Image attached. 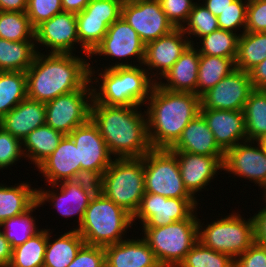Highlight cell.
I'll use <instances>...</instances> for the list:
<instances>
[{
    "instance_id": "obj_30",
    "label": "cell",
    "mask_w": 266,
    "mask_h": 267,
    "mask_svg": "<svg viewBox=\"0 0 266 267\" xmlns=\"http://www.w3.org/2000/svg\"><path fill=\"white\" fill-rule=\"evenodd\" d=\"M38 49L35 41H8L0 38V71L26 72Z\"/></svg>"
},
{
    "instance_id": "obj_5",
    "label": "cell",
    "mask_w": 266,
    "mask_h": 267,
    "mask_svg": "<svg viewBox=\"0 0 266 267\" xmlns=\"http://www.w3.org/2000/svg\"><path fill=\"white\" fill-rule=\"evenodd\" d=\"M132 225L133 216L98 190L77 232L85 244L105 247L125 240V233Z\"/></svg>"
},
{
    "instance_id": "obj_56",
    "label": "cell",
    "mask_w": 266,
    "mask_h": 267,
    "mask_svg": "<svg viewBox=\"0 0 266 267\" xmlns=\"http://www.w3.org/2000/svg\"><path fill=\"white\" fill-rule=\"evenodd\" d=\"M263 200H265L264 203H266V187L263 189Z\"/></svg>"
},
{
    "instance_id": "obj_16",
    "label": "cell",
    "mask_w": 266,
    "mask_h": 267,
    "mask_svg": "<svg viewBox=\"0 0 266 267\" xmlns=\"http://www.w3.org/2000/svg\"><path fill=\"white\" fill-rule=\"evenodd\" d=\"M253 90L249 72L234 69L201 96L200 109L243 111Z\"/></svg>"
},
{
    "instance_id": "obj_43",
    "label": "cell",
    "mask_w": 266,
    "mask_h": 267,
    "mask_svg": "<svg viewBox=\"0 0 266 267\" xmlns=\"http://www.w3.org/2000/svg\"><path fill=\"white\" fill-rule=\"evenodd\" d=\"M63 11L61 0H28L26 14L34 28Z\"/></svg>"
},
{
    "instance_id": "obj_3",
    "label": "cell",
    "mask_w": 266,
    "mask_h": 267,
    "mask_svg": "<svg viewBox=\"0 0 266 267\" xmlns=\"http://www.w3.org/2000/svg\"><path fill=\"white\" fill-rule=\"evenodd\" d=\"M146 105H149L146 106V118L151 147L170 149L188 123L200 114L201 97L189 92L169 91L156 83Z\"/></svg>"
},
{
    "instance_id": "obj_8",
    "label": "cell",
    "mask_w": 266,
    "mask_h": 267,
    "mask_svg": "<svg viewBox=\"0 0 266 267\" xmlns=\"http://www.w3.org/2000/svg\"><path fill=\"white\" fill-rule=\"evenodd\" d=\"M231 214V215H230ZM216 218L210 224L198 218V241L216 252L228 254L234 260L255 242V222L251 216L243 218L239 213H230Z\"/></svg>"
},
{
    "instance_id": "obj_10",
    "label": "cell",
    "mask_w": 266,
    "mask_h": 267,
    "mask_svg": "<svg viewBox=\"0 0 266 267\" xmlns=\"http://www.w3.org/2000/svg\"><path fill=\"white\" fill-rule=\"evenodd\" d=\"M48 186H51L52 190L37 188V204L41 207V205L51 201V205L57 209L61 216L72 218L77 215L78 226L73 228V230H77L84 219L86 208L99 190L98 181L91 178H81Z\"/></svg>"
},
{
    "instance_id": "obj_42",
    "label": "cell",
    "mask_w": 266,
    "mask_h": 267,
    "mask_svg": "<svg viewBox=\"0 0 266 267\" xmlns=\"http://www.w3.org/2000/svg\"><path fill=\"white\" fill-rule=\"evenodd\" d=\"M248 0H234L229 7L217 16L219 29L236 33L245 31Z\"/></svg>"
},
{
    "instance_id": "obj_36",
    "label": "cell",
    "mask_w": 266,
    "mask_h": 267,
    "mask_svg": "<svg viewBox=\"0 0 266 267\" xmlns=\"http://www.w3.org/2000/svg\"><path fill=\"white\" fill-rule=\"evenodd\" d=\"M241 34L218 29L199 39L196 45L200 55L231 58L234 62L237 56L238 39ZM200 48V49H199Z\"/></svg>"
},
{
    "instance_id": "obj_35",
    "label": "cell",
    "mask_w": 266,
    "mask_h": 267,
    "mask_svg": "<svg viewBox=\"0 0 266 267\" xmlns=\"http://www.w3.org/2000/svg\"><path fill=\"white\" fill-rule=\"evenodd\" d=\"M27 98L25 72L0 71V119Z\"/></svg>"
},
{
    "instance_id": "obj_39",
    "label": "cell",
    "mask_w": 266,
    "mask_h": 267,
    "mask_svg": "<svg viewBox=\"0 0 266 267\" xmlns=\"http://www.w3.org/2000/svg\"><path fill=\"white\" fill-rule=\"evenodd\" d=\"M37 207L39 208V205L36 203L28 212L17 217L9 218L0 224L5 238L12 248L23 244L40 230L36 227L35 217L32 216V212H34Z\"/></svg>"
},
{
    "instance_id": "obj_7",
    "label": "cell",
    "mask_w": 266,
    "mask_h": 267,
    "mask_svg": "<svg viewBox=\"0 0 266 267\" xmlns=\"http://www.w3.org/2000/svg\"><path fill=\"white\" fill-rule=\"evenodd\" d=\"M195 210L187 219L161 227H143L142 238L162 267H178L198 241ZM144 235V236H143Z\"/></svg>"
},
{
    "instance_id": "obj_40",
    "label": "cell",
    "mask_w": 266,
    "mask_h": 267,
    "mask_svg": "<svg viewBox=\"0 0 266 267\" xmlns=\"http://www.w3.org/2000/svg\"><path fill=\"white\" fill-rule=\"evenodd\" d=\"M189 38L190 44L195 45L193 38L204 37L219 29L217 17L202 3L195 2L186 23L181 28ZM193 38H191L192 36ZM191 39V40H190Z\"/></svg>"
},
{
    "instance_id": "obj_51",
    "label": "cell",
    "mask_w": 266,
    "mask_h": 267,
    "mask_svg": "<svg viewBox=\"0 0 266 267\" xmlns=\"http://www.w3.org/2000/svg\"><path fill=\"white\" fill-rule=\"evenodd\" d=\"M254 89L266 88V59L249 71Z\"/></svg>"
},
{
    "instance_id": "obj_20",
    "label": "cell",
    "mask_w": 266,
    "mask_h": 267,
    "mask_svg": "<svg viewBox=\"0 0 266 267\" xmlns=\"http://www.w3.org/2000/svg\"><path fill=\"white\" fill-rule=\"evenodd\" d=\"M179 164L185 188L194 197L211 183L223 170L224 156H203L181 151H172Z\"/></svg>"
},
{
    "instance_id": "obj_13",
    "label": "cell",
    "mask_w": 266,
    "mask_h": 267,
    "mask_svg": "<svg viewBox=\"0 0 266 267\" xmlns=\"http://www.w3.org/2000/svg\"><path fill=\"white\" fill-rule=\"evenodd\" d=\"M199 199L172 198L145 192L133 216L141 227H161L187 219L198 207ZM138 218V219H137Z\"/></svg>"
},
{
    "instance_id": "obj_48",
    "label": "cell",
    "mask_w": 266,
    "mask_h": 267,
    "mask_svg": "<svg viewBox=\"0 0 266 267\" xmlns=\"http://www.w3.org/2000/svg\"><path fill=\"white\" fill-rule=\"evenodd\" d=\"M245 31L266 32V0H248Z\"/></svg>"
},
{
    "instance_id": "obj_27",
    "label": "cell",
    "mask_w": 266,
    "mask_h": 267,
    "mask_svg": "<svg viewBox=\"0 0 266 267\" xmlns=\"http://www.w3.org/2000/svg\"><path fill=\"white\" fill-rule=\"evenodd\" d=\"M36 203L37 188L33 189L29 182L14 186L0 183V224L28 212Z\"/></svg>"
},
{
    "instance_id": "obj_52",
    "label": "cell",
    "mask_w": 266,
    "mask_h": 267,
    "mask_svg": "<svg viewBox=\"0 0 266 267\" xmlns=\"http://www.w3.org/2000/svg\"><path fill=\"white\" fill-rule=\"evenodd\" d=\"M12 250L13 248L5 238L0 226V267H8L12 257Z\"/></svg>"
},
{
    "instance_id": "obj_28",
    "label": "cell",
    "mask_w": 266,
    "mask_h": 267,
    "mask_svg": "<svg viewBox=\"0 0 266 267\" xmlns=\"http://www.w3.org/2000/svg\"><path fill=\"white\" fill-rule=\"evenodd\" d=\"M52 230L47 229V244L43 267H67L85 244L77 230L65 232L55 240H50ZM54 241V242H53Z\"/></svg>"
},
{
    "instance_id": "obj_17",
    "label": "cell",
    "mask_w": 266,
    "mask_h": 267,
    "mask_svg": "<svg viewBox=\"0 0 266 267\" xmlns=\"http://www.w3.org/2000/svg\"><path fill=\"white\" fill-rule=\"evenodd\" d=\"M145 43L136 31L120 17L107 30L102 42L90 54L91 57L102 56L117 58L119 61L128 58H137L139 65H143L145 57Z\"/></svg>"
},
{
    "instance_id": "obj_47",
    "label": "cell",
    "mask_w": 266,
    "mask_h": 267,
    "mask_svg": "<svg viewBox=\"0 0 266 267\" xmlns=\"http://www.w3.org/2000/svg\"><path fill=\"white\" fill-rule=\"evenodd\" d=\"M67 267H106L105 248L84 244Z\"/></svg>"
},
{
    "instance_id": "obj_55",
    "label": "cell",
    "mask_w": 266,
    "mask_h": 267,
    "mask_svg": "<svg viewBox=\"0 0 266 267\" xmlns=\"http://www.w3.org/2000/svg\"><path fill=\"white\" fill-rule=\"evenodd\" d=\"M90 0H61L64 12L78 14L89 4Z\"/></svg>"
},
{
    "instance_id": "obj_12",
    "label": "cell",
    "mask_w": 266,
    "mask_h": 267,
    "mask_svg": "<svg viewBox=\"0 0 266 267\" xmlns=\"http://www.w3.org/2000/svg\"><path fill=\"white\" fill-rule=\"evenodd\" d=\"M93 89H79L45 103V124L64 135L90 119Z\"/></svg>"
},
{
    "instance_id": "obj_53",
    "label": "cell",
    "mask_w": 266,
    "mask_h": 267,
    "mask_svg": "<svg viewBox=\"0 0 266 267\" xmlns=\"http://www.w3.org/2000/svg\"><path fill=\"white\" fill-rule=\"evenodd\" d=\"M28 0H0V11L26 12Z\"/></svg>"
},
{
    "instance_id": "obj_18",
    "label": "cell",
    "mask_w": 266,
    "mask_h": 267,
    "mask_svg": "<svg viewBox=\"0 0 266 267\" xmlns=\"http://www.w3.org/2000/svg\"><path fill=\"white\" fill-rule=\"evenodd\" d=\"M79 45L76 14L58 13L35 28V46L50 48L49 53L74 54L75 45Z\"/></svg>"
},
{
    "instance_id": "obj_50",
    "label": "cell",
    "mask_w": 266,
    "mask_h": 267,
    "mask_svg": "<svg viewBox=\"0 0 266 267\" xmlns=\"http://www.w3.org/2000/svg\"><path fill=\"white\" fill-rule=\"evenodd\" d=\"M255 222V242L266 246V204L253 215Z\"/></svg>"
},
{
    "instance_id": "obj_31",
    "label": "cell",
    "mask_w": 266,
    "mask_h": 267,
    "mask_svg": "<svg viewBox=\"0 0 266 267\" xmlns=\"http://www.w3.org/2000/svg\"><path fill=\"white\" fill-rule=\"evenodd\" d=\"M266 59V32L241 33L238 39L235 68L249 72Z\"/></svg>"
},
{
    "instance_id": "obj_1",
    "label": "cell",
    "mask_w": 266,
    "mask_h": 267,
    "mask_svg": "<svg viewBox=\"0 0 266 267\" xmlns=\"http://www.w3.org/2000/svg\"><path fill=\"white\" fill-rule=\"evenodd\" d=\"M86 57V59H85ZM90 55L36 53L26 73L27 98L48 102L79 89H92Z\"/></svg>"
},
{
    "instance_id": "obj_24",
    "label": "cell",
    "mask_w": 266,
    "mask_h": 267,
    "mask_svg": "<svg viewBox=\"0 0 266 267\" xmlns=\"http://www.w3.org/2000/svg\"><path fill=\"white\" fill-rule=\"evenodd\" d=\"M45 119V103L25 98L0 119V127L23 141L34 129L44 125Z\"/></svg>"
},
{
    "instance_id": "obj_22",
    "label": "cell",
    "mask_w": 266,
    "mask_h": 267,
    "mask_svg": "<svg viewBox=\"0 0 266 267\" xmlns=\"http://www.w3.org/2000/svg\"><path fill=\"white\" fill-rule=\"evenodd\" d=\"M49 185L79 179L78 148L69 135H65L55 151L38 167Z\"/></svg>"
},
{
    "instance_id": "obj_29",
    "label": "cell",
    "mask_w": 266,
    "mask_h": 267,
    "mask_svg": "<svg viewBox=\"0 0 266 267\" xmlns=\"http://www.w3.org/2000/svg\"><path fill=\"white\" fill-rule=\"evenodd\" d=\"M64 136L46 124L34 129L22 141L24 158L38 167L55 151Z\"/></svg>"
},
{
    "instance_id": "obj_41",
    "label": "cell",
    "mask_w": 266,
    "mask_h": 267,
    "mask_svg": "<svg viewBox=\"0 0 266 267\" xmlns=\"http://www.w3.org/2000/svg\"><path fill=\"white\" fill-rule=\"evenodd\" d=\"M228 254L216 252L197 241L178 267H234Z\"/></svg>"
},
{
    "instance_id": "obj_33",
    "label": "cell",
    "mask_w": 266,
    "mask_h": 267,
    "mask_svg": "<svg viewBox=\"0 0 266 267\" xmlns=\"http://www.w3.org/2000/svg\"><path fill=\"white\" fill-rule=\"evenodd\" d=\"M235 68L231 58L219 56L200 55L198 66L197 95L202 96L213 88Z\"/></svg>"
},
{
    "instance_id": "obj_14",
    "label": "cell",
    "mask_w": 266,
    "mask_h": 267,
    "mask_svg": "<svg viewBox=\"0 0 266 267\" xmlns=\"http://www.w3.org/2000/svg\"><path fill=\"white\" fill-rule=\"evenodd\" d=\"M121 17L136 31L145 45L175 29L158 0L123 2Z\"/></svg>"
},
{
    "instance_id": "obj_2",
    "label": "cell",
    "mask_w": 266,
    "mask_h": 267,
    "mask_svg": "<svg viewBox=\"0 0 266 267\" xmlns=\"http://www.w3.org/2000/svg\"><path fill=\"white\" fill-rule=\"evenodd\" d=\"M139 107L91 104L90 119L113 158H141L152 149L146 111Z\"/></svg>"
},
{
    "instance_id": "obj_45",
    "label": "cell",
    "mask_w": 266,
    "mask_h": 267,
    "mask_svg": "<svg viewBox=\"0 0 266 267\" xmlns=\"http://www.w3.org/2000/svg\"><path fill=\"white\" fill-rule=\"evenodd\" d=\"M163 12L175 28L186 23L195 2L193 0H158Z\"/></svg>"
},
{
    "instance_id": "obj_6",
    "label": "cell",
    "mask_w": 266,
    "mask_h": 267,
    "mask_svg": "<svg viewBox=\"0 0 266 267\" xmlns=\"http://www.w3.org/2000/svg\"><path fill=\"white\" fill-rule=\"evenodd\" d=\"M98 184L100 192L134 216L145 194L144 156L113 158Z\"/></svg>"
},
{
    "instance_id": "obj_49",
    "label": "cell",
    "mask_w": 266,
    "mask_h": 267,
    "mask_svg": "<svg viewBox=\"0 0 266 267\" xmlns=\"http://www.w3.org/2000/svg\"><path fill=\"white\" fill-rule=\"evenodd\" d=\"M234 267H266V246L254 242L235 259Z\"/></svg>"
},
{
    "instance_id": "obj_19",
    "label": "cell",
    "mask_w": 266,
    "mask_h": 267,
    "mask_svg": "<svg viewBox=\"0 0 266 267\" xmlns=\"http://www.w3.org/2000/svg\"><path fill=\"white\" fill-rule=\"evenodd\" d=\"M189 45V38L181 28H175L169 34L147 43L143 65L147 67L150 77L155 82L162 80ZM154 69L157 70L155 73Z\"/></svg>"
},
{
    "instance_id": "obj_37",
    "label": "cell",
    "mask_w": 266,
    "mask_h": 267,
    "mask_svg": "<svg viewBox=\"0 0 266 267\" xmlns=\"http://www.w3.org/2000/svg\"><path fill=\"white\" fill-rule=\"evenodd\" d=\"M79 45L85 55H90L107 33V17L76 14Z\"/></svg>"
},
{
    "instance_id": "obj_34",
    "label": "cell",
    "mask_w": 266,
    "mask_h": 267,
    "mask_svg": "<svg viewBox=\"0 0 266 267\" xmlns=\"http://www.w3.org/2000/svg\"><path fill=\"white\" fill-rule=\"evenodd\" d=\"M46 244L47 228H40L26 242L13 248L8 267H43Z\"/></svg>"
},
{
    "instance_id": "obj_57",
    "label": "cell",
    "mask_w": 266,
    "mask_h": 267,
    "mask_svg": "<svg viewBox=\"0 0 266 267\" xmlns=\"http://www.w3.org/2000/svg\"><path fill=\"white\" fill-rule=\"evenodd\" d=\"M261 142H262L263 146H264L265 149H266V138H264Z\"/></svg>"
},
{
    "instance_id": "obj_9",
    "label": "cell",
    "mask_w": 266,
    "mask_h": 267,
    "mask_svg": "<svg viewBox=\"0 0 266 267\" xmlns=\"http://www.w3.org/2000/svg\"><path fill=\"white\" fill-rule=\"evenodd\" d=\"M145 192L172 198H194L185 188L176 155L170 149H151L144 156Z\"/></svg>"
},
{
    "instance_id": "obj_23",
    "label": "cell",
    "mask_w": 266,
    "mask_h": 267,
    "mask_svg": "<svg viewBox=\"0 0 266 267\" xmlns=\"http://www.w3.org/2000/svg\"><path fill=\"white\" fill-rule=\"evenodd\" d=\"M106 267H162L143 238L105 246Z\"/></svg>"
},
{
    "instance_id": "obj_54",
    "label": "cell",
    "mask_w": 266,
    "mask_h": 267,
    "mask_svg": "<svg viewBox=\"0 0 266 267\" xmlns=\"http://www.w3.org/2000/svg\"><path fill=\"white\" fill-rule=\"evenodd\" d=\"M234 0H203L205 7L216 17L220 15Z\"/></svg>"
},
{
    "instance_id": "obj_44",
    "label": "cell",
    "mask_w": 266,
    "mask_h": 267,
    "mask_svg": "<svg viewBox=\"0 0 266 267\" xmlns=\"http://www.w3.org/2000/svg\"><path fill=\"white\" fill-rule=\"evenodd\" d=\"M24 158L22 141L0 127V170L6 169Z\"/></svg>"
},
{
    "instance_id": "obj_11",
    "label": "cell",
    "mask_w": 266,
    "mask_h": 267,
    "mask_svg": "<svg viewBox=\"0 0 266 267\" xmlns=\"http://www.w3.org/2000/svg\"><path fill=\"white\" fill-rule=\"evenodd\" d=\"M69 136L78 148L79 179L91 178L98 181L113 160L98 128L89 119L76 127Z\"/></svg>"
},
{
    "instance_id": "obj_32",
    "label": "cell",
    "mask_w": 266,
    "mask_h": 267,
    "mask_svg": "<svg viewBox=\"0 0 266 267\" xmlns=\"http://www.w3.org/2000/svg\"><path fill=\"white\" fill-rule=\"evenodd\" d=\"M246 139L262 141L266 138V92L254 89L246 101L244 109Z\"/></svg>"
},
{
    "instance_id": "obj_4",
    "label": "cell",
    "mask_w": 266,
    "mask_h": 267,
    "mask_svg": "<svg viewBox=\"0 0 266 267\" xmlns=\"http://www.w3.org/2000/svg\"><path fill=\"white\" fill-rule=\"evenodd\" d=\"M130 62L128 63V60L115 62L101 69V72L97 69L98 78L95 77L94 74L97 72L90 64V82L95 84L101 79L98 89L92 87V103L107 106H146L156 82L150 77L146 67L137 63L132 64V60Z\"/></svg>"
},
{
    "instance_id": "obj_21",
    "label": "cell",
    "mask_w": 266,
    "mask_h": 267,
    "mask_svg": "<svg viewBox=\"0 0 266 267\" xmlns=\"http://www.w3.org/2000/svg\"><path fill=\"white\" fill-rule=\"evenodd\" d=\"M200 114L224 152L247 140L243 111L200 109Z\"/></svg>"
},
{
    "instance_id": "obj_38",
    "label": "cell",
    "mask_w": 266,
    "mask_h": 267,
    "mask_svg": "<svg viewBox=\"0 0 266 267\" xmlns=\"http://www.w3.org/2000/svg\"><path fill=\"white\" fill-rule=\"evenodd\" d=\"M0 38L8 41H35V28L26 12L0 11Z\"/></svg>"
},
{
    "instance_id": "obj_25",
    "label": "cell",
    "mask_w": 266,
    "mask_h": 267,
    "mask_svg": "<svg viewBox=\"0 0 266 267\" xmlns=\"http://www.w3.org/2000/svg\"><path fill=\"white\" fill-rule=\"evenodd\" d=\"M170 150L203 156H225V152L216 143L214 134L201 114L188 123Z\"/></svg>"
},
{
    "instance_id": "obj_26",
    "label": "cell",
    "mask_w": 266,
    "mask_h": 267,
    "mask_svg": "<svg viewBox=\"0 0 266 267\" xmlns=\"http://www.w3.org/2000/svg\"><path fill=\"white\" fill-rule=\"evenodd\" d=\"M190 44L182 53L172 68L162 78V83L156 82L161 88L173 92H189L197 95L198 66L200 53L197 47Z\"/></svg>"
},
{
    "instance_id": "obj_46",
    "label": "cell",
    "mask_w": 266,
    "mask_h": 267,
    "mask_svg": "<svg viewBox=\"0 0 266 267\" xmlns=\"http://www.w3.org/2000/svg\"><path fill=\"white\" fill-rule=\"evenodd\" d=\"M123 0H97L90 1L86 8L78 14H90V16L107 17V25L121 17Z\"/></svg>"
},
{
    "instance_id": "obj_15",
    "label": "cell",
    "mask_w": 266,
    "mask_h": 267,
    "mask_svg": "<svg viewBox=\"0 0 266 267\" xmlns=\"http://www.w3.org/2000/svg\"><path fill=\"white\" fill-rule=\"evenodd\" d=\"M255 143H257L255 145ZM246 140L225 152L223 170L266 187V149L261 141ZM254 144V145H252Z\"/></svg>"
}]
</instances>
